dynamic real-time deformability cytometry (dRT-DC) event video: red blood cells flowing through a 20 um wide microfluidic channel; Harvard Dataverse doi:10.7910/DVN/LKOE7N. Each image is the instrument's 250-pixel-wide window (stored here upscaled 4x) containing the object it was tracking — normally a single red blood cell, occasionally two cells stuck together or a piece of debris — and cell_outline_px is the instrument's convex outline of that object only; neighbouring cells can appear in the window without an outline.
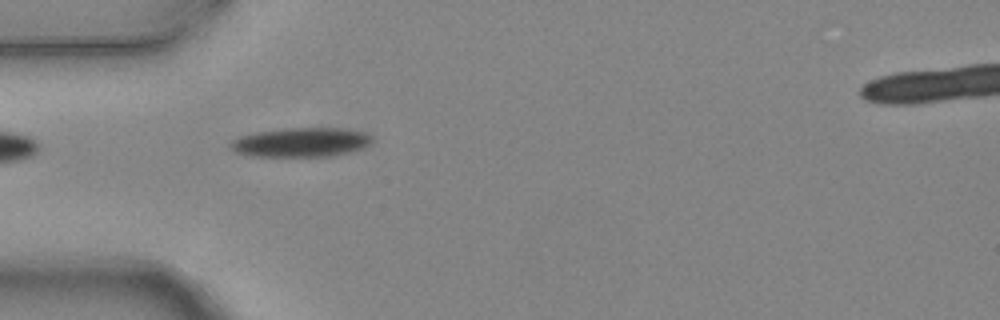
{"species": "common noctule bat (a hibernating species)", "species_latin": "Nyctalus noctula", "temperature_condition": "warm", "stored_images_in_passage": 1, "camera_frame_rate_fps": 3000, "um_per_image_px": 0.085, "animal": {"sex": "female", "body_mass_g": 24.6, "forearm_length_mm": 56.2}, "frame": {"image": 1, "passage_image": 1, "time_ms": 0.0, "image_size_px": [1000, 320], "cell_outline_px": [[372, 140], [364, 148], [348, 152], [328, 156], [248, 156], [236, 152], [228, 148], [228, 144], [232, 140], [240, 136], [256, 132], [284, 128], [340, 128], [364, 132]], "centroid_in_image_um": [25.5, 12.09], "position_along_channel_um": 59.5, "area_um2": 24.04}}